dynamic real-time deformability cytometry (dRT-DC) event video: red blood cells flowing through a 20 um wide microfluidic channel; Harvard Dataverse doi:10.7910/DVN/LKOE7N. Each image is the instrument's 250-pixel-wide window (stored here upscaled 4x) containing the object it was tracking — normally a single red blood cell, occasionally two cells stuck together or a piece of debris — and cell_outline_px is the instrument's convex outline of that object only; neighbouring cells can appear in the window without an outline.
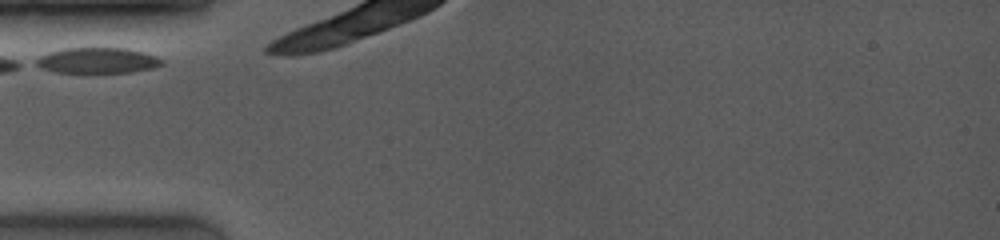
{"species": "common noctule bat (a hibernating species)", "species_latin": "Nyctalus noctula", "temperature_condition": "room temperature", "stored_images_in_passage": 6, "camera_frame_rate_fps": 4000, "um_per_image_px": 0.085, "animal": {"sex": "female", "body_mass_g": 19.0, "forearm_length_mm": 53.3}, "frame": {"image": 1, "passage_image": 1, "time_ms": 0.0, "image_size_px": [1000, 240], "cell_outline_px": [[164, 64], [156, 68], [128, 72], [92, 76], [80, 76], [56, 72], [40, 68], [32, 64], [32, 60], [40, 56], [64, 48], [124, 48], [144, 52], [156, 56], [164, 60]], "centroid_in_image_um": [8.24, 5.21], "position_along_channel_um": 76.8, "area_um2": 20.11}}